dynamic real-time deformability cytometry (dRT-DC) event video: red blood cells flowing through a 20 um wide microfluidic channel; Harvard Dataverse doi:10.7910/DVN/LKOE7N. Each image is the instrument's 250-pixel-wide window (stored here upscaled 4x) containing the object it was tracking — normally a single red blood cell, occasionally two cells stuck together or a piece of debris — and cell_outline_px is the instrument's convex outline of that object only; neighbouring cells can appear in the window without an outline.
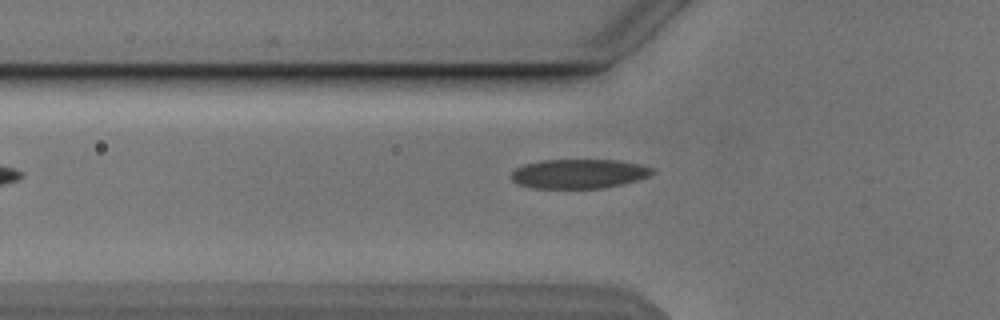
{"species": "Egyptian fruit bat (a non-hibernating species)", "species_latin": "Rousettus aegyptiacus", "temperature_condition": "cold", "stored_images_in_passage": 3, "camera_frame_rate_fps": 3000, "um_per_image_px": 0.085, "animal": {"sex": "male"}, "frame": {"image": 1, "passage_image": 3, "time_ms": 3.0, "image_size_px": [1000, 320], "cell_outline_px": [[656, 172], [648, 176], [636, 180], [604, 188], [532, 188], [520, 184], [512, 180], [512, 172], [516, 168], [524, 164], [544, 160], [620, 160], [640, 164], [656, 168]], "centroid_in_image_um": [49.25, 14.76], "position_along_channel_um": 76.6, "area_um2": 24.1}}